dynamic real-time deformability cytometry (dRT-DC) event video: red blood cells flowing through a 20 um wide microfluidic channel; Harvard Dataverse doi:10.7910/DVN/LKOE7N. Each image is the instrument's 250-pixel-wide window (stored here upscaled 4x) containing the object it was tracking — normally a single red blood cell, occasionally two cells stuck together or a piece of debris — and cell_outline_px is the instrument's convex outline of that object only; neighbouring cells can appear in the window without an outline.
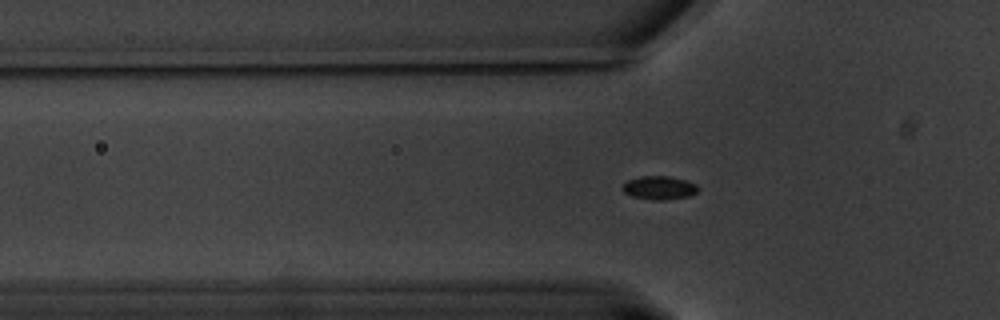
{"species": "common noctule bat (a hibernating species)", "species_latin": "Nyctalus noctula", "temperature_condition": "warm", "stored_images_in_passage": 49, "camera_frame_rate_fps": 3000, "um_per_image_px": 0.085, "animal": {"sex": "male", "body_mass_g": 20.1, "forearm_length_mm": 53.5}, "frame": {"image": 1, "passage_image": 6, "time_ms": 1.667, "image_size_px": [1000, 320], "cell_outline_px": [[700, 188], [696, 192], [688, 196], [664, 200], [656, 200], [632, 196], [624, 192], [624, 184], [628, 180], [640, 176], [668, 176], [684, 180], [696, 184]], "centroid_in_image_um": [56.06, 15.95], "position_along_channel_um": 69.7, "area_um2": 10.12}}
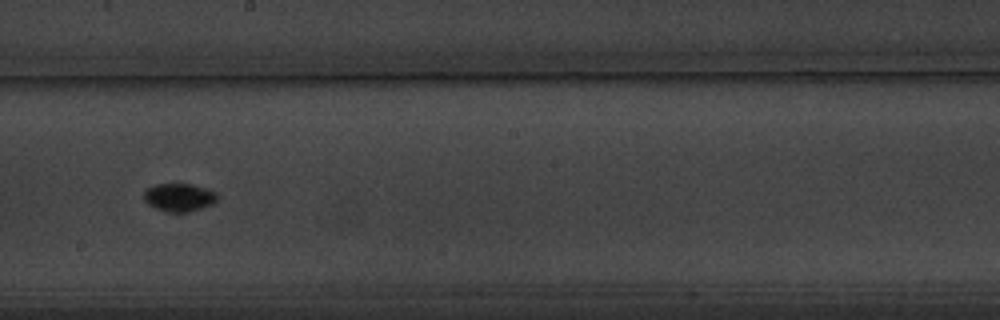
{"frame": {"image": 2, "passage_image": 21, "time_ms": 6.667, "image_size_px": [1000, 320], "cell_outline_px": [[216, 200], [212, 204], [188, 212], [172, 212], [156, 208], [148, 204], [144, 200], [144, 192], [148, 188], [156, 184], [192, 184], [208, 188], [216, 192]], "centroid_in_image_um": [15.23, 16.76], "position_along_channel_um": 233.0, "area_um2": 11.85}}
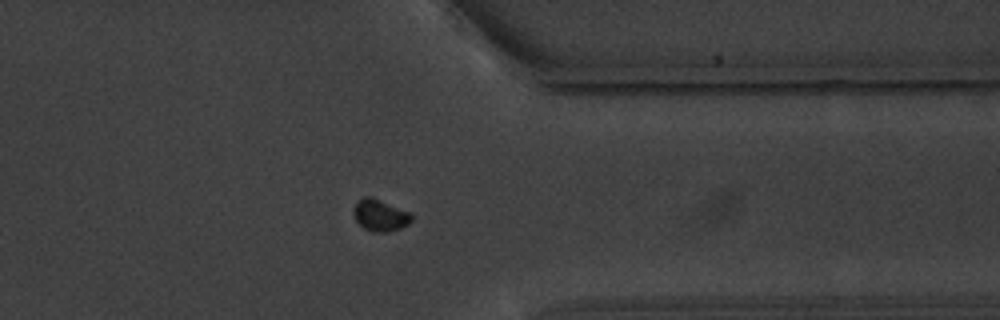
{"frame": {"image": 3, "passage_image": 35, "time_ms": 11.333, "image_size_px": [1000, 320], "cell_outline_px": [[412, 220], [408, 224], [400, 228], [388, 232], [372, 232], [364, 228], [356, 220], [352, 212], [356, 200], [364, 196], [372, 196], [408, 212], [412, 216]], "centroid_in_image_um": [32.27, 18.28], "position_along_channel_um": 379.1, "area_um2": 10.75}}